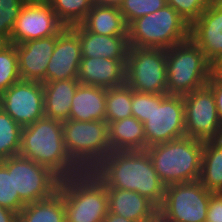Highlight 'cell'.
<instances>
[{"instance_id": "cell-1", "label": "cell", "mask_w": 222, "mask_h": 222, "mask_svg": "<svg viewBox=\"0 0 222 222\" xmlns=\"http://www.w3.org/2000/svg\"><path fill=\"white\" fill-rule=\"evenodd\" d=\"M115 150L72 152L48 167L47 198L67 202L86 190L107 188L111 159Z\"/></svg>"}, {"instance_id": "cell-2", "label": "cell", "mask_w": 222, "mask_h": 222, "mask_svg": "<svg viewBox=\"0 0 222 222\" xmlns=\"http://www.w3.org/2000/svg\"><path fill=\"white\" fill-rule=\"evenodd\" d=\"M165 187L147 150L114 152L107 188L135 191L159 208L164 200Z\"/></svg>"}, {"instance_id": "cell-3", "label": "cell", "mask_w": 222, "mask_h": 222, "mask_svg": "<svg viewBox=\"0 0 222 222\" xmlns=\"http://www.w3.org/2000/svg\"><path fill=\"white\" fill-rule=\"evenodd\" d=\"M204 142L191 137L147 147L160 181L169 186L174 183L199 180Z\"/></svg>"}, {"instance_id": "cell-4", "label": "cell", "mask_w": 222, "mask_h": 222, "mask_svg": "<svg viewBox=\"0 0 222 222\" xmlns=\"http://www.w3.org/2000/svg\"><path fill=\"white\" fill-rule=\"evenodd\" d=\"M129 45L169 49L190 38V25L170 5L133 20L127 26Z\"/></svg>"}, {"instance_id": "cell-5", "label": "cell", "mask_w": 222, "mask_h": 222, "mask_svg": "<svg viewBox=\"0 0 222 222\" xmlns=\"http://www.w3.org/2000/svg\"><path fill=\"white\" fill-rule=\"evenodd\" d=\"M167 94L185 95L207 85L211 63L189 38L166 50Z\"/></svg>"}, {"instance_id": "cell-6", "label": "cell", "mask_w": 222, "mask_h": 222, "mask_svg": "<svg viewBox=\"0 0 222 222\" xmlns=\"http://www.w3.org/2000/svg\"><path fill=\"white\" fill-rule=\"evenodd\" d=\"M125 83L135 92L167 94L166 50L130 46Z\"/></svg>"}, {"instance_id": "cell-7", "label": "cell", "mask_w": 222, "mask_h": 222, "mask_svg": "<svg viewBox=\"0 0 222 222\" xmlns=\"http://www.w3.org/2000/svg\"><path fill=\"white\" fill-rule=\"evenodd\" d=\"M199 180L165 187L158 214L168 222H206L210 196Z\"/></svg>"}, {"instance_id": "cell-8", "label": "cell", "mask_w": 222, "mask_h": 222, "mask_svg": "<svg viewBox=\"0 0 222 222\" xmlns=\"http://www.w3.org/2000/svg\"><path fill=\"white\" fill-rule=\"evenodd\" d=\"M65 152L61 121L44 116L22 128L20 155L49 167L58 163Z\"/></svg>"}, {"instance_id": "cell-9", "label": "cell", "mask_w": 222, "mask_h": 222, "mask_svg": "<svg viewBox=\"0 0 222 222\" xmlns=\"http://www.w3.org/2000/svg\"><path fill=\"white\" fill-rule=\"evenodd\" d=\"M181 95L152 94V112L144 123L146 149L186 136Z\"/></svg>"}, {"instance_id": "cell-10", "label": "cell", "mask_w": 222, "mask_h": 222, "mask_svg": "<svg viewBox=\"0 0 222 222\" xmlns=\"http://www.w3.org/2000/svg\"><path fill=\"white\" fill-rule=\"evenodd\" d=\"M185 105L186 137L207 142L222 140L214 94L208 85L182 96Z\"/></svg>"}, {"instance_id": "cell-11", "label": "cell", "mask_w": 222, "mask_h": 222, "mask_svg": "<svg viewBox=\"0 0 222 222\" xmlns=\"http://www.w3.org/2000/svg\"><path fill=\"white\" fill-rule=\"evenodd\" d=\"M0 107L22 128L45 116L43 83L20 80L0 94Z\"/></svg>"}, {"instance_id": "cell-12", "label": "cell", "mask_w": 222, "mask_h": 222, "mask_svg": "<svg viewBox=\"0 0 222 222\" xmlns=\"http://www.w3.org/2000/svg\"><path fill=\"white\" fill-rule=\"evenodd\" d=\"M64 25L57 19L47 0H28L20 11L11 33V43L56 35Z\"/></svg>"}, {"instance_id": "cell-13", "label": "cell", "mask_w": 222, "mask_h": 222, "mask_svg": "<svg viewBox=\"0 0 222 222\" xmlns=\"http://www.w3.org/2000/svg\"><path fill=\"white\" fill-rule=\"evenodd\" d=\"M0 162L13 171L14 191L24 205L47 198L48 167L20 154Z\"/></svg>"}, {"instance_id": "cell-14", "label": "cell", "mask_w": 222, "mask_h": 222, "mask_svg": "<svg viewBox=\"0 0 222 222\" xmlns=\"http://www.w3.org/2000/svg\"><path fill=\"white\" fill-rule=\"evenodd\" d=\"M82 59L79 35L71 27L56 34V44L46 71V82L77 79Z\"/></svg>"}, {"instance_id": "cell-15", "label": "cell", "mask_w": 222, "mask_h": 222, "mask_svg": "<svg viewBox=\"0 0 222 222\" xmlns=\"http://www.w3.org/2000/svg\"><path fill=\"white\" fill-rule=\"evenodd\" d=\"M190 39L210 63L222 56V2L210 3L190 25Z\"/></svg>"}, {"instance_id": "cell-16", "label": "cell", "mask_w": 222, "mask_h": 222, "mask_svg": "<svg viewBox=\"0 0 222 222\" xmlns=\"http://www.w3.org/2000/svg\"><path fill=\"white\" fill-rule=\"evenodd\" d=\"M56 44V35L16 44L21 80L46 82V71Z\"/></svg>"}, {"instance_id": "cell-17", "label": "cell", "mask_w": 222, "mask_h": 222, "mask_svg": "<svg viewBox=\"0 0 222 222\" xmlns=\"http://www.w3.org/2000/svg\"><path fill=\"white\" fill-rule=\"evenodd\" d=\"M65 149L72 152L101 150L108 146V123L106 121L62 122Z\"/></svg>"}, {"instance_id": "cell-18", "label": "cell", "mask_w": 222, "mask_h": 222, "mask_svg": "<svg viewBox=\"0 0 222 222\" xmlns=\"http://www.w3.org/2000/svg\"><path fill=\"white\" fill-rule=\"evenodd\" d=\"M126 61L82 57L77 79L81 85L110 89L125 84Z\"/></svg>"}, {"instance_id": "cell-19", "label": "cell", "mask_w": 222, "mask_h": 222, "mask_svg": "<svg viewBox=\"0 0 222 222\" xmlns=\"http://www.w3.org/2000/svg\"><path fill=\"white\" fill-rule=\"evenodd\" d=\"M71 28L79 35L82 57L127 60L130 47L128 36L95 34L87 31L81 24Z\"/></svg>"}, {"instance_id": "cell-20", "label": "cell", "mask_w": 222, "mask_h": 222, "mask_svg": "<svg viewBox=\"0 0 222 222\" xmlns=\"http://www.w3.org/2000/svg\"><path fill=\"white\" fill-rule=\"evenodd\" d=\"M108 211L134 222H148L158 214V208L135 191L107 188Z\"/></svg>"}, {"instance_id": "cell-21", "label": "cell", "mask_w": 222, "mask_h": 222, "mask_svg": "<svg viewBox=\"0 0 222 222\" xmlns=\"http://www.w3.org/2000/svg\"><path fill=\"white\" fill-rule=\"evenodd\" d=\"M107 212V188L86 190L65 202L66 222H102Z\"/></svg>"}, {"instance_id": "cell-22", "label": "cell", "mask_w": 222, "mask_h": 222, "mask_svg": "<svg viewBox=\"0 0 222 222\" xmlns=\"http://www.w3.org/2000/svg\"><path fill=\"white\" fill-rule=\"evenodd\" d=\"M106 89L79 85L72 98L69 119L76 121H105Z\"/></svg>"}, {"instance_id": "cell-23", "label": "cell", "mask_w": 222, "mask_h": 222, "mask_svg": "<svg viewBox=\"0 0 222 222\" xmlns=\"http://www.w3.org/2000/svg\"><path fill=\"white\" fill-rule=\"evenodd\" d=\"M79 85L78 79L43 83L45 117L61 122L67 121L71 110L72 98Z\"/></svg>"}, {"instance_id": "cell-24", "label": "cell", "mask_w": 222, "mask_h": 222, "mask_svg": "<svg viewBox=\"0 0 222 222\" xmlns=\"http://www.w3.org/2000/svg\"><path fill=\"white\" fill-rule=\"evenodd\" d=\"M87 31L107 36H128L127 24L118 6L94 3L80 23Z\"/></svg>"}, {"instance_id": "cell-25", "label": "cell", "mask_w": 222, "mask_h": 222, "mask_svg": "<svg viewBox=\"0 0 222 222\" xmlns=\"http://www.w3.org/2000/svg\"><path fill=\"white\" fill-rule=\"evenodd\" d=\"M108 140L115 151L146 150L144 124L134 116L110 122Z\"/></svg>"}, {"instance_id": "cell-26", "label": "cell", "mask_w": 222, "mask_h": 222, "mask_svg": "<svg viewBox=\"0 0 222 222\" xmlns=\"http://www.w3.org/2000/svg\"><path fill=\"white\" fill-rule=\"evenodd\" d=\"M199 181L212 193H222V140L203 144Z\"/></svg>"}, {"instance_id": "cell-27", "label": "cell", "mask_w": 222, "mask_h": 222, "mask_svg": "<svg viewBox=\"0 0 222 222\" xmlns=\"http://www.w3.org/2000/svg\"><path fill=\"white\" fill-rule=\"evenodd\" d=\"M18 222H66L65 203L48 198L28 203L19 212Z\"/></svg>"}, {"instance_id": "cell-28", "label": "cell", "mask_w": 222, "mask_h": 222, "mask_svg": "<svg viewBox=\"0 0 222 222\" xmlns=\"http://www.w3.org/2000/svg\"><path fill=\"white\" fill-rule=\"evenodd\" d=\"M132 89L125 83L106 89L105 121L109 124L132 116Z\"/></svg>"}, {"instance_id": "cell-29", "label": "cell", "mask_w": 222, "mask_h": 222, "mask_svg": "<svg viewBox=\"0 0 222 222\" xmlns=\"http://www.w3.org/2000/svg\"><path fill=\"white\" fill-rule=\"evenodd\" d=\"M47 2L65 27L80 24L94 4V0H47Z\"/></svg>"}, {"instance_id": "cell-30", "label": "cell", "mask_w": 222, "mask_h": 222, "mask_svg": "<svg viewBox=\"0 0 222 222\" xmlns=\"http://www.w3.org/2000/svg\"><path fill=\"white\" fill-rule=\"evenodd\" d=\"M22 127L0 107V161L18 155Z\"/></svg>"}, {"instance_id": "cell-31", "label": "cell", "mask_w": 222, "mask_h": 222, "mask_svg": "<svg viewBox=\"0 0 222 222\" xmlns=\"http://www.w3.org/2000/svg\"><path fill=\"white\" fill-rule=\"evenodd\" d=\"M16 47L9 42L0 44V94L20 81Z\"/></svg>"}, {"instance_id": "cell-32", "label": "cell", "mask_w": 222, "mask_h": 222, "mask_svg": "<svg viewBox=\"0 0 222 222\" xmlns=\"http://www.w3.org/2000/svg\"><path fill=\"white\" fill-rule=\"evenodd\" d=\"M167 5V0H122L119 7L127 26L144 15L153 13Z\"/></svg>"}, {"instance_id": "cell-33", "label": "cell", "mask_w": 222, "mask_h": 222, "mask_svg": "<svg viewBox=\"0 0 222 222\" xmlns=\"http://www.w3.org/2000/svg\"><path fill=\"white\" fill-rule=\"evenodd\" d=\"M28 0H0V41L11 43V33Z\"/></svg>"}, {"instance_id": "cell-34", "label": "cell", "mask_w": 222, "mask_h": 222, "mask_svg": "<svg viewBox=\"0 0 222 222\" xmlns=\"http://www.w3.org/2000/svg\"><path fill=\"white\" fill-rule=\"evenodd\" d=\"M0 206L11 211L19 212L25 206L19 199V194H15L13 183V171H9L0 162Z\"/></svg>"}, {"instance_id": "cell-35", "label": "cell", "mask_w": 222, "mask_h": 222, "mask_svg": "<svg viewBox=\"0 0 222 222\" xmlns=\"http://www.w3.org/2000/svg\"><path fill=\"white\" fill-rule=\"evenodd\" d=\"M209 4L207 0H167V5L174 8L189 25L199 18Z\"/></svg>"}, {"instance_id": "cell-36", "label": "cell", "mask_w": 222, "mask_h": 222, "mask_svg": "<svg viewBox=\"0 0 222 222\" xmlns=\"http://www.w3.org/2000/svg\"><path fill=\"white\" fill-rule=\"evenodd\" d=\"M132 116L143 124L152 112V93H140L132 90Z\"/></svg>"}, {"instance_id": "cell-37", "label": "cell", "mask_w": 222, "mask_h": 222, "mask_svg": "<svg viewBox=\"0 0 222 222\" xmlns=\"http://www.w3.org/2000/svg\"><path fill=\"white\" fill-rule=\"evenodd\" d=\"M206 222H222V193L210 196Z\"/></svg>"}, {"instance_id": "cell-38", "label": "cell", "mask_w": 222, "mask_h": 222, "mask_svg": "<svg viewBox=\"0 0 222 222\" xmlns=\"http://www.w3.org/2000/svg\"><path fill=\"white\" fill-rule=\"evenodd\" d=\"M207 85L211 88L217 107L218 117L222 126V82L210 75Z\"/></svg>"}, {"instance_id": "cell-39", "label": "cell", "mask_w": 222, "mask_h": 222, "mask_svg": "<svg viewBox=\"0 0 222 222\" xmlns=\"http://www.w3.org/2000/svg\"><path fill=\"white\" fill-rule=\"evenodd\" d=\"M0 222H18V214L0 206Z\"/></svg>"}, {"instance_id": "cell-40", "label": "cell", "mask_w": 222, "mask_h": 222, "mask_svg": "<svg viewBox=\"0 0 222 222\" xmlns=\"http://www.w3.org/2000/svg\"><path fill=\"white\" fill-rule=\"evenodd\" d=\"M211 75L217 80L222 82V56L218 57L211 63Z\"/></svg>"}, {"instance_id": "cell-41", "label": "cell", "mask_w": 222, "mask_h": 222, "mask_svg": "<svg viewBox=\"0 0 222 222\" xmlns=\"http://www.w3.org/2000/svg\"><path fill=\"white\" fill-rule=\"evenodd\" d=\"M102 222H134V221L121 217L120 215H115L110 211H108Z\"/></svg>"}, {"instance_id": "cell-42", "label": "cell", "mask_w": 222, "mask_h": 222, "mask_svg": "<svg viewBox=\"0 0 222 222\" xmlns=\"http://www.w3.org/2000/svg\"><path fill=\"white\" fill-rule=\"evenodd\" d=\"M122 0H94V3L100 5L119 6Z\"/></svg>"}, {"instance_id": "cell-43", "label": "cell", "mask_w": 222, "mask_h": 222, "mask_svg": "<svg viewBox=\"0 0 222 222\" xmlns=\"http://www.w3.org/2000/svg\"><path fill=\"white\" fill-rule=\"evenodd\" d=\"M148 222H168V221H166L159 214H157L152 220H150Z\"/></svg>"}, {"instance_id": "cell-44", "label": "cell", "mask_w": 222, "mask_h": 222, "mask_svg": "<svg viewBox=\"0 0 222 222\" xmlns=\"http://www.w3.org/2000/svg\"><path fill=\"white\" fill-rule=\"evenodd\" d=\"M209 3H218L222 2V0H207Z\"/></svg>"}]
</instances>
